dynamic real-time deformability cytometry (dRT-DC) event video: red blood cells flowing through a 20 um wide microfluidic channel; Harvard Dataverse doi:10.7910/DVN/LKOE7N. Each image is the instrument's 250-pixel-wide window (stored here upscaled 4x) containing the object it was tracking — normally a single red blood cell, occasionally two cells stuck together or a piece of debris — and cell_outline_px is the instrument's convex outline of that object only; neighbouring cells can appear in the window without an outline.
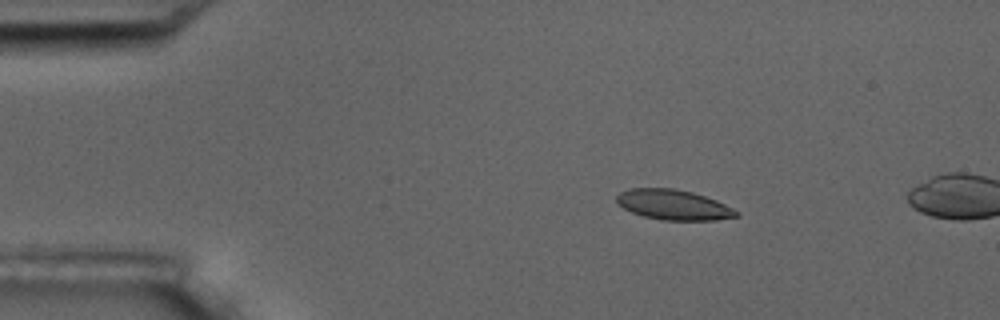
{"species": "common noctule bat (a hibernating species)", "species_latin": "Nyctalus noctula", "temperature_condition": "room temperature", "stored_images_in_passage": 5, "camera_frame_rate_fps": 3000, "um_per_image_px": 0.085, "animal": {"sex": "male", "body_mass_g": 17.5, "forearm_length_mm": 52.3}, "frame": {"image": 1, "passage_image": 3, "time_ms": 2.333, "image_size_px": [1000, 320], "cell_outline_px": [[740, 216], [716, 220], [664, 220], [644, 216], [632, 212], [616, 204], [616, 196], [620, 192], [628, 188], [676, 188], [692, 192], [716, 200], [740, 212]], "centroid_in_image_um": [57.24, 17.4], "position_along_channel_um": 27.8, "area_um2": 21.1}}